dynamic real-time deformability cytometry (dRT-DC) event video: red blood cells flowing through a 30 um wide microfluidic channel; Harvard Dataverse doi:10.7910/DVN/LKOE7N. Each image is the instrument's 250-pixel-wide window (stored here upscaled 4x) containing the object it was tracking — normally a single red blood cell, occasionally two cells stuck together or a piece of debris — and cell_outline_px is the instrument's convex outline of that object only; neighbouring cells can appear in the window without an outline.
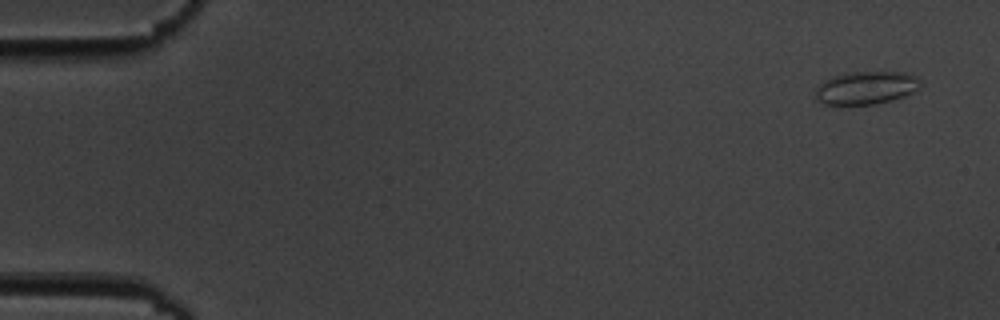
{"species": "common noctule bat (a hibernating species)", "species_latin": "Nyctalus noctula", "temperature_condition": "cold", "stored_images_in_passage": 6, "camera_frame_rate_fps": 3000, "um_per_image_px": 0.085, "animal": {"sex": "male", "body_mass_g": 19.5, "forearm_length_mm": 54.6}, "frame": {"image": 1, "passage_image": 1, "time_ms": 0.0, "image_size_px": [1000, 320], "cell_outline_px": [[920, 88], [904, 96], [892, 100], [872, 104], [824, 104], [816, 100], [816, 88], [824, 80], [832, 76], [844, 72], [908, 72], [916, 76], [920, 80]], "centroid_in_image_um": [73.62, 7.44], "position_along_channel_um": 11.4, "area_um2": 20.23}}
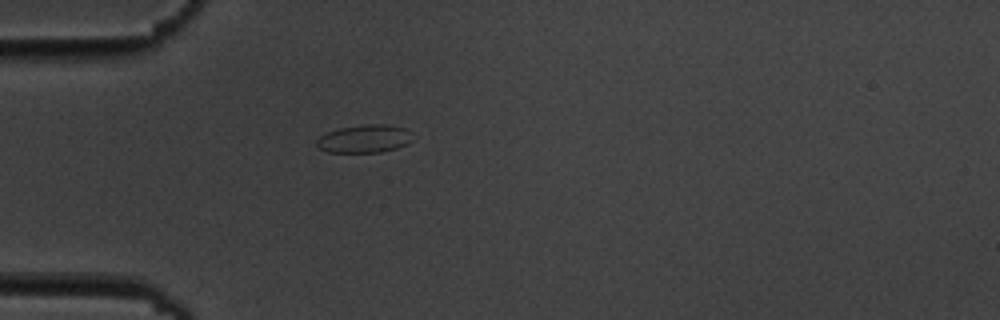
{"frame": {"image": 2, "passage_image": 5, "time_ms": 4.667, "image_size_px": [1000, 320], "cell_outline_px": [[412, 140], [408, 144], [396, 148], [380, 152], [328, 152], [316, 148], [316, 140], [320, 136], [328, 132], [340, 128], [368, 124], [384, 124], [404, 128]], "centroid_in_image_um": [30.92, 11.81], "position_along_channel_um": 54.1, "area_um2": 15.43}}